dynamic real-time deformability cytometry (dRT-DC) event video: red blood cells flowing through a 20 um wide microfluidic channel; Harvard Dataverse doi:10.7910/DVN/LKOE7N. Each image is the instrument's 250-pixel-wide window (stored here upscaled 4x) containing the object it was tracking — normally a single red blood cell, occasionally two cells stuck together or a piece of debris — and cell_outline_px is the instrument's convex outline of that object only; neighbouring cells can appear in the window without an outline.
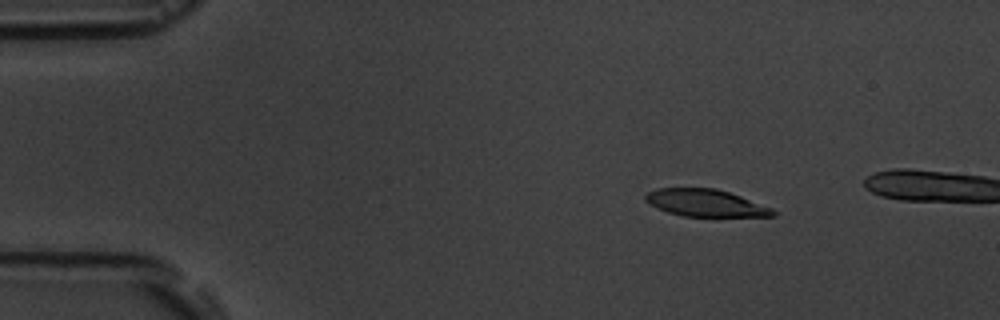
{"species": "common noctule bat (a hibernating species)", "species_latin": "Nyctalus noctula", "temperature_condition": "room temperature", "stored_images_in_passage": 4, "camera_frame_rate_fps": 3000, "um_per_image_px": 0.085, "animal": {"sex": "male", "body_mass_g": 19.5, "forearm_length_mm": 54.6}, "frame": {"image": 1, "passage_image": 3, "time_ms": 2.0, "image_size_px": [1000, 320], "cell_outline_px": [[776, 216], [684, 216], [668, 212], [648, 204], [644, 200], [644, 196], [648, 192], [656, 188], [716, 188], [740, 196], [772, 208], [776, 212]], "centroid_in_image_um": [59.94, 17.24], "position_along_channel_um": 25.1, "area_um2": 20.06}}